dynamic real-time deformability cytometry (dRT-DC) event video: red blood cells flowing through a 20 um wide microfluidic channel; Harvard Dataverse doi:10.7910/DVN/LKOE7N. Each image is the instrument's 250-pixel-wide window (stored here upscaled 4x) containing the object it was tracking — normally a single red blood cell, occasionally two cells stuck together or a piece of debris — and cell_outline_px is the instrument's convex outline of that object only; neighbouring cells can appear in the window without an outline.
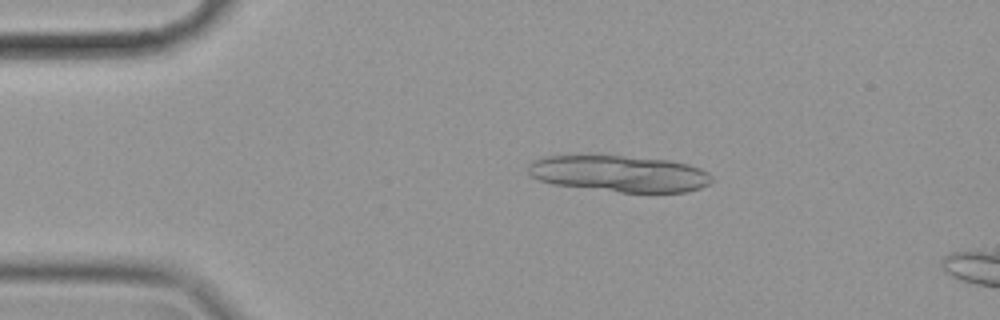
{"species": "common noctule bat (a hibernating species)", "species_latin": "Nyctalus noctula", "temperature_condition": "cold", "stored_images_in_passage": 14, "camera_frame_rate_fps": 3000, "um_per_image_px": 0.085, "animal": {"sex": "female", "body_mass_g": 19.9}, "frame": {"image": 1, "passage_image": 10, "time_ms": 3.0, "image_size_px": [1000, 320], "cell_outline_px": [[712, 180], [708, 184], [700, 188], [688, 192], [620, 192], [552, 184], [540, 180], [532, 176], [528, 172], [528, 164], [532, 160], [544, 156], [592, 152], [668, 160], [688, 164], [700, 168], [708, 172], [712, 176]], "centroid_in_image_um": [52.58, 14.71], "position_along_channel_um": 32.4, "area_um2": 40.17}}